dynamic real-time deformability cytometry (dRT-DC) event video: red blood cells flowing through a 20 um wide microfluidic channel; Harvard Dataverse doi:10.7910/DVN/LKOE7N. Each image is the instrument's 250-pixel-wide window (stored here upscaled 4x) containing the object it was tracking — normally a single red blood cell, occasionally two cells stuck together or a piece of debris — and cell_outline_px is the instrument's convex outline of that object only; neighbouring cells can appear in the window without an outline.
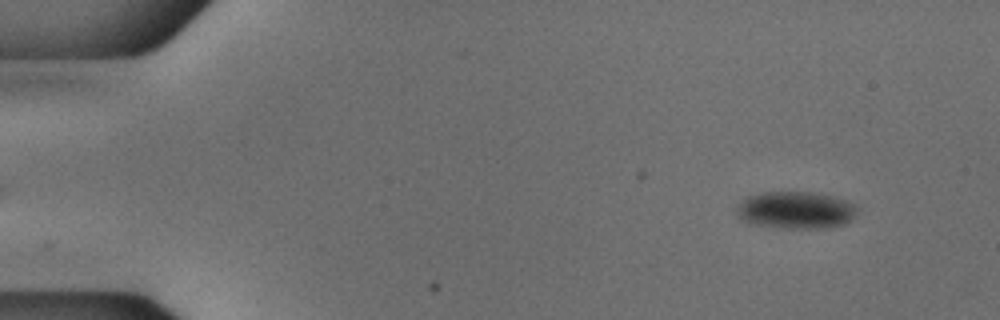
{"species": "common noctule bat (a hibernating species)", "species_latin": "Nyctalus noctula", "temperature_condition": "cold", "stored_images_in_passage": 54, "camera_frame_rate_fps": 3000, "um_per_image_px": 0.085, "animal": {"sex": "male", "body_mass_g": 18.8}, "frame": {"image": 1, "passage_image": 5, "time_ms": 1.333, "image_size_px": [1000, 320], "cell_outline_px": [[860, 208], [856, 216], [852, 220], [844, 224], [828, 228], [780, 228], [748, 224], [736, 212], [736, 204], [748, 196], [756, 192], [812, 192], [832, 196], [848, 200], [856, 204]], "centroid_in_image_um": [67.67, 17.86], "position_along_channel_um": 17.3, "area_um2": 26.82}}
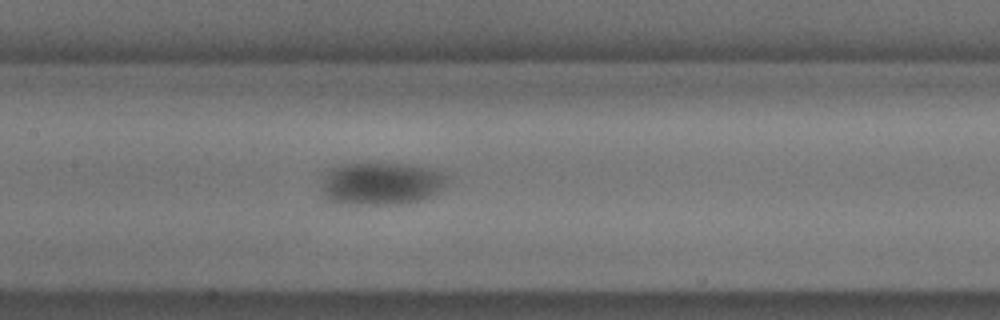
{"frame": {"image": 2, "passage_image": 26, "time_ms": 8.333, "image_size_px": [1000, 320], "cell_outline_px": [[444, 184], [440, 188], [428, 196], [416, 200], [400, 204], [356, 204], [332, 200], [320, 196], [320, 184], [324, 172], [336, 164], [412, 164], [432, 168], [440, 172], [444, 176]], "centroid_in_image_um": [32.26, 15.58], "position_along_channel_um": 175.1, "area_um2": 30.98}}
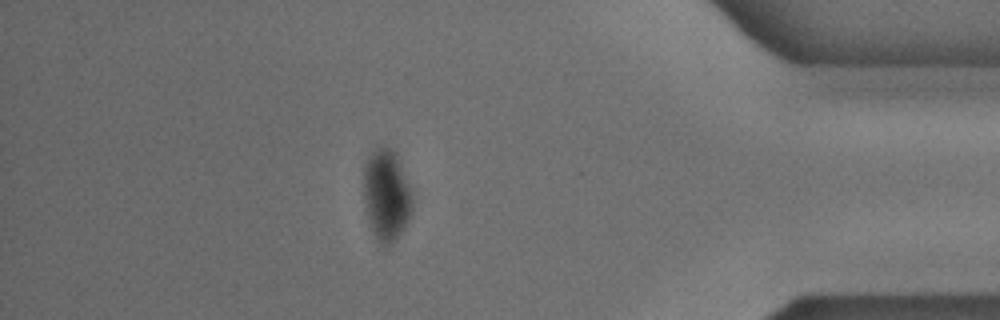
{"frame": {"image": 3, "passage_image": 47, "time_ms": 15.333, "image_size_px": [1000, 320], "cell_outline_px": [[412, 208], [400, 232], [388, 244], [380, 244], [372, 228], [368, 216], [364, 200], [364, 164], [368, 156], [376, 148], [388, 148], [396, 152], [412, 192]], "centroid_in_image_um": [32.84, 16.5], "position_along_channel_um": 402.4, "area_um2": 25.09}, "authors_computed_cell_mechanics": {"area_um2": 28.5821, "velocity_mm_per_s": 3.768, "shape_relaxation_time_tau1_ms": 5.0644, "shape_relaxation_time_tau2_ms": null, "deformation_change_tau1": 0.0809, "deformation_change_tau2": null}}